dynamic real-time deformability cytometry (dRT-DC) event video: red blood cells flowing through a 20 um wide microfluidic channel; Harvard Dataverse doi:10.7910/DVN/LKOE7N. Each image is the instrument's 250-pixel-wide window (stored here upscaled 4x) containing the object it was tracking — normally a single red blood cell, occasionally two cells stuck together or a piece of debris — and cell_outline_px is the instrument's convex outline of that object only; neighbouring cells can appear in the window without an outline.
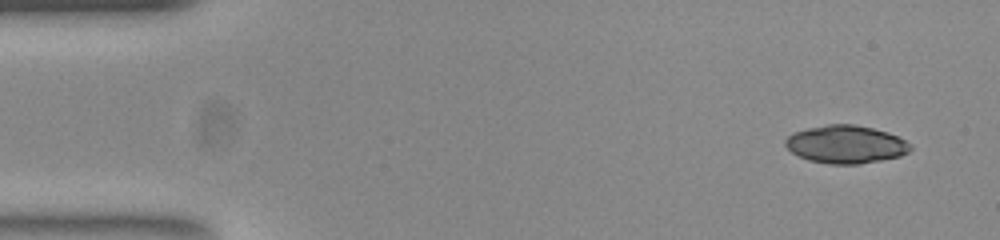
{"species": "common noctule bat (a hibernating species)", "species_latin": "Nyctalus noctula", "temperature_condition": "room temperature", "stored_images_in_passage": 50, "camera_frame_rate_fps": 3000, "um_per_image_px": 0.085, "animal": {"sex": "female", "body_mass_g": 23.0, "forearm_length_mm": 53.4}, "frame": {"image": 1, "passage_image": 1, "time_ms": 0.0, "image_size_px": [1000, 240], "cell_outline_px": [[912, 148], [908, 152], [900, 156], [860, 164], [828, 164], [808, 160], [792, 152], [784, 144], [784, 140], [792, 132], [808, 128], [828, 124], [856, 124], [888, 132], [912, 144]], "centroid_in_image_um": [71.89, 12.27], "position_along_channel_um": 13.1, "area_um2": 27.69}}